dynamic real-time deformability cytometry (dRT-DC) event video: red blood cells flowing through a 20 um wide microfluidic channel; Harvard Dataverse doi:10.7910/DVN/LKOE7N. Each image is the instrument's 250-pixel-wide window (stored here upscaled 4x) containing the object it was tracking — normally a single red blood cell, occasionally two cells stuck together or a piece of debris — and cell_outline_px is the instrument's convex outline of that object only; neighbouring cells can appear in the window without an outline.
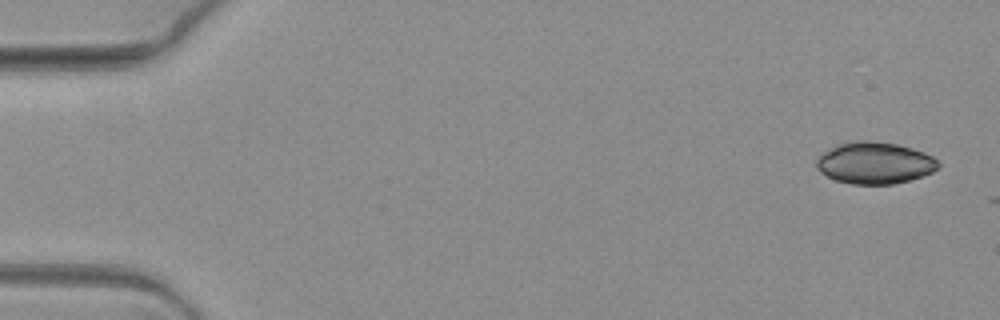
{"species": "common noctule bat (a hibernating species)", "species_latin": "Nyctalus noctula", "temperature_condition": "warm", "stored_images_in_passage": 4, "camera_frame_rate_fps": 3000, "um_per_image_px": 0.085, "animal": {"sex": "female", "body_mass_g": 19.3, "forearm_length_mm": 54.1}, "frame": {"image": 1, "passage_image": 1, "time_ms": 0.0, "image_size_px": [1000, 320], "cell_outline_px": [[940, 164], [932, 172], [924, 176], [892, 184], [852, 184], [836, 180], [820, 172], [816, 168], [816, 160], [824, 152], [836, 144], [848, 140], [868, 140], [896, 144], [912, 148], [924, 152], [932, 156]], "centroid_in_image_um": [74.33, 13.84], "position_along_channel_um": 10.7, "area_um2": 29.71}}